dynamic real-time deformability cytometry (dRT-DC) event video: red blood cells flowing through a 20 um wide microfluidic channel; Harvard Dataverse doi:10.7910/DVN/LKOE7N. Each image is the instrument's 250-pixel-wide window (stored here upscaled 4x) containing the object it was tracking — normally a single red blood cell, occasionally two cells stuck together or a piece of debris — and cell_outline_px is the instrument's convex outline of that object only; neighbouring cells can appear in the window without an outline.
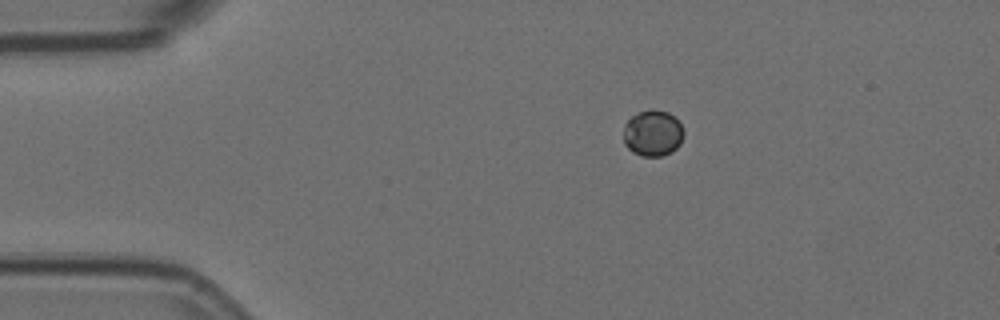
{"species": "Egyptian fruit bat (a non-hibernating species)", "species_latin": "Rousettus aegyptiacus", "temperature_condition": "room temperature", "stored_images_in_passage": 4, "camera_frame_rate_fps": 3000, "um_per_image_px": 0.085, "animal": {"sex": "female"}, "frame": {"image": 1, "passage_image": 3, "time_ms": 0.667, "image_size_px": [1000, 320], "cell_outline_px": [[684, 136], [680, 144], [672, 152], [660, 156], [640, 156], [632, 152], [624, 144], [624, 124], [632, 116], [640, 112], [668, 112], [680, 124], [684, 132]], "centroid_in_image_um": [55.48, 11.38], "position_along_channel_um": 29.5, "area_um2": 15.84}}